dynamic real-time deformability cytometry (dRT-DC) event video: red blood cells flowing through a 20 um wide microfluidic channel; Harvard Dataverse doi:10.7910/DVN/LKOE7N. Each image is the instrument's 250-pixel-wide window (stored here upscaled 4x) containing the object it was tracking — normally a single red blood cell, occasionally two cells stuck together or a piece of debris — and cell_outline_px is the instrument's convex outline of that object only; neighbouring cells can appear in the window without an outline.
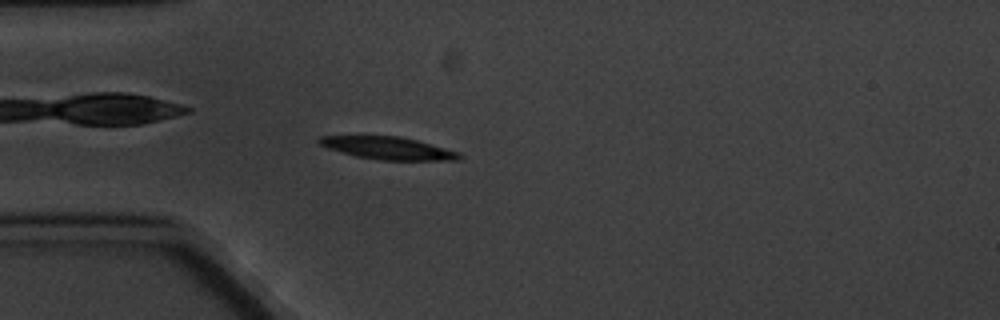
{"species": "common noctule bat (a hibernating species)", "species_latin": "Nyctalus noctula", "temperature_condition": "cold", "stored_images_in_passage": 5, "camera_frame_rate_fps": 3000, "um_per_image_px": 0.085, "animal": {"sex": "male", "body_mass_g": 20.1, "forearm_length_mm": 53.5}, "frame": {"image": 1, "passage_image": 4, "time_ms": 4.333, "image_size_px": [1000, 320], "cell_outline_px": [[464, 156], [460, 160], [380, 160], [356, 156], [328, 148], [320, 144], [316, 140], [320, 136], [400, 136], [416, 140], [460, 152]], "centroid_in_image_um": [33.02, 12.59], "position_along_channel_um": 52.0, "area_um2": 18.32}}